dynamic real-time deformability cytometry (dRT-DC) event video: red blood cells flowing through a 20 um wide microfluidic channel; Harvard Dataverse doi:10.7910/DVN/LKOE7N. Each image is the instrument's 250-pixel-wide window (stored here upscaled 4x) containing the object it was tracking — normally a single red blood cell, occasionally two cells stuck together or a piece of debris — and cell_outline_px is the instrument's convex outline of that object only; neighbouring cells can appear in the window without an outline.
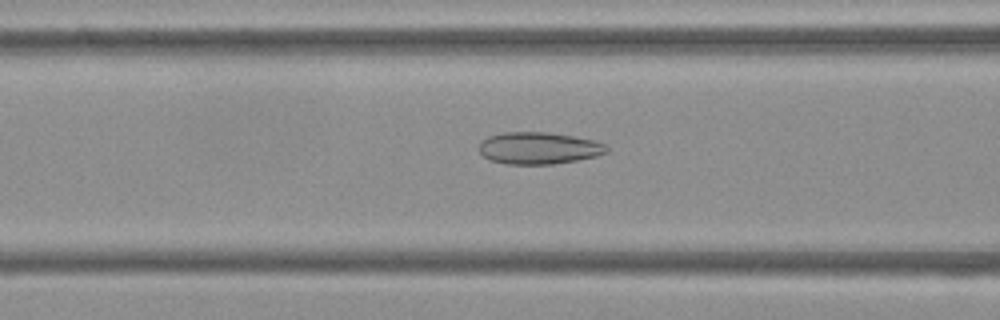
{"species": "Egyptian fruit bat (a non-hibernating species)", "species_latin": "Rousettus aegyptiacus", "temperature_condition": "cold", "stored_images_in_passage": 51, "camera_frame_rate_fps": 3000, "um_per_image_px": 0.085, "frame": {"image": 1, "passage_image": 19, "time_ms": 6.0, "image_size_px": [1000, 320], "cell_outline_px": [[608, 152], [596, 156], [576, 160], [552, 164], [504, 164], [488, 160], [476, 148], [480, 140], [488, 136], [504, 132], [548, 132], [572, 136], [592, 140], [604, 144], [608, 148]], "centroid_in_image_um": [45.71, 12.59], "position_along_channel_um": 120.9, "area_um2": 23.93}}
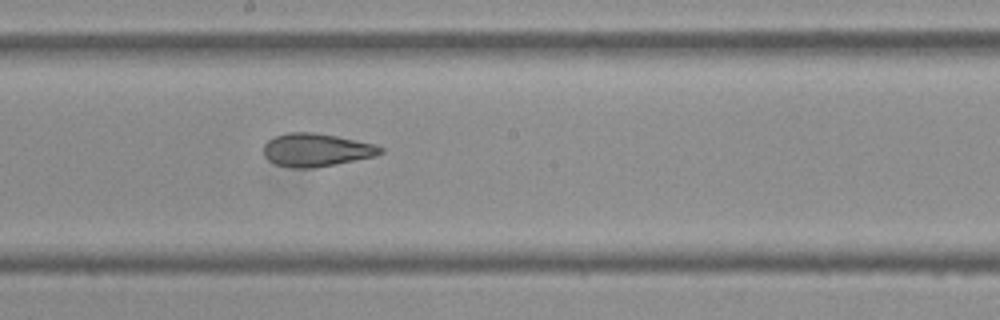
{"frame": {"image": 2, "passage_image": 27, "time_ms": 8.667, "image_size_px": [1000, 320], "cell_outline_px": [[384, 152], [376, 156], [336, 164], [312, 168], [292, 168], [276, 164], [268, 160], [264, 156], [264, 144], [268, 140], [276, 136], [288, 132], [312, 132], [336, 136], [376, 144], [384, 148]], "centroid_in_image_um": [26.9, 12.75], "position_along_channel_um": 221.3, "area_um2": 22.6}}
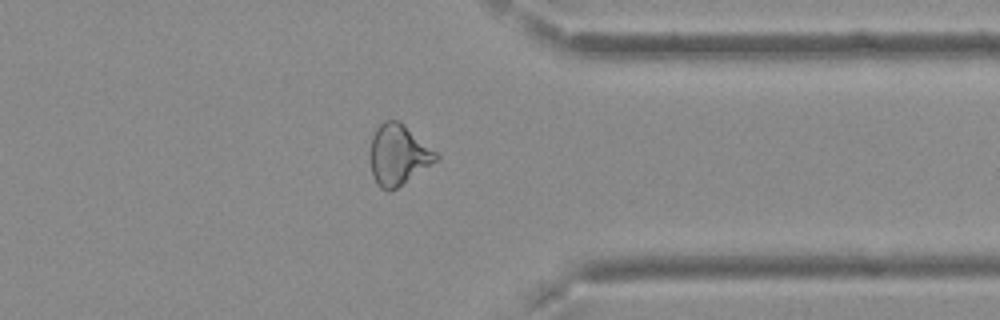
{"frame": {"image": 3, "passage_image": 40, "time_ms": 13.0, "image_size_px": [1000, 320], "cell_outline_px": [[440, 156], [436, 160], [396, 188], [388, 192], [380, 188], [376, 184], [372, 176], [372, 136], [376, 128], [384, 120], [400, 120], [436, 152]], "centroid_in_image_um": [33.84, 13.14], "position_along_channel_um": 377.6, "area_um2": 22.72}, "authors_computed_cell_mechanics": {"area_um2": 24.5072, "velocity_mm_per_s": 3.7605, "shape_relaxation_time_tau1_ms": null, "shape_relaxation_time_tau2_ms": 2.0619, "deformation_change_tau1": null, "deformation_change_tau2": 0.0888}}